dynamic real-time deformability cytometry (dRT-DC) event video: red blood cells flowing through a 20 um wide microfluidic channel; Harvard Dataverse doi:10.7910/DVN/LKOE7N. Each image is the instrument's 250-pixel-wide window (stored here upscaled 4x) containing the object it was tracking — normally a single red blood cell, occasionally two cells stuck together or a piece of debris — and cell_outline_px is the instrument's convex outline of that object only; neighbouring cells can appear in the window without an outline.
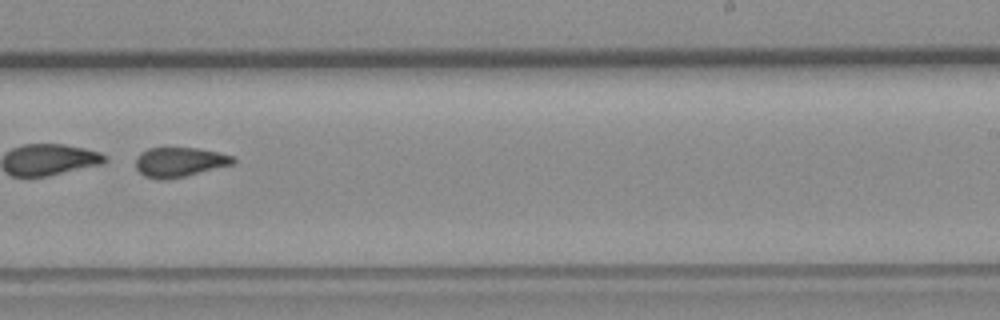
{"species": "common noctule bat (a hibernating species)", "species_latin": "Nyctalus noctula", "temperature_condition": "room temperature", "stored_images_in_passage": 46, "segment_of_instrument_passage": [2, 2], "camera_frame_rate_fps": 3000, "um_per_image_px": 0.085, "animal": {"sex": "female", "body_mass_g": 19.3, "forearm_length_mm": 54.1}, "frame": {"image": 1, "passage_image": 33, "time_ms": 10.667, "image_size_px": [1000, 320], "cell_outline_px": [[236, 160], [232, 164], [168, 180], [156, 180], [144, 176], [136, 168], [136, 156], [140, 152], [148, 148], [196, 148], [216, 152], [232, 156]], "centroid_in_image_um": [15.19, 13.78], "position_along_channel_um": 273.8, "area_um2": 16.7}}